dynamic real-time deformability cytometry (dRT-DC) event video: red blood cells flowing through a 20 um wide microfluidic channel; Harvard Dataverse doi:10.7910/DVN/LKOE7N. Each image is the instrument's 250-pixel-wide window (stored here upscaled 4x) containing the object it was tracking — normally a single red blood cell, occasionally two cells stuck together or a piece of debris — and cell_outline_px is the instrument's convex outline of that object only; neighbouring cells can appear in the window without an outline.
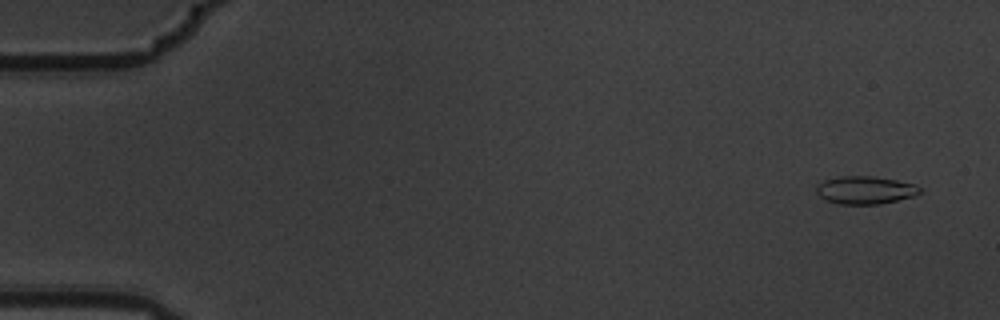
{"species": "common noctule bat (a hibernating species)", "species_latin": "Nyctalus noctula", "temperature_condition": "warm", "stored_images_in_passage": 5, "camera_frame_rate_fps": 3000, "um_per_image_px": 0.085, "animal": {"sex": "male", "body_mass_g": 19.5, "forearm_length_mm": 54.6}, "frame": {"image": 1, "passage_image": 1, "time_ms": 0.0, "image_size_px": [1000, 320], "cell_outline_px": [[920, 192], [912, 196], [880, 204], [840, 204], [824, 200], [816, 192], [816, 184], [824, 180], [840, 176], [872, 176], [896, 180], [916, 184], [920, 188]], "centroid_in_image_um": [73.49, 16.15], "position_along_channel_um": 11.5, "area_um2": 16.76}}